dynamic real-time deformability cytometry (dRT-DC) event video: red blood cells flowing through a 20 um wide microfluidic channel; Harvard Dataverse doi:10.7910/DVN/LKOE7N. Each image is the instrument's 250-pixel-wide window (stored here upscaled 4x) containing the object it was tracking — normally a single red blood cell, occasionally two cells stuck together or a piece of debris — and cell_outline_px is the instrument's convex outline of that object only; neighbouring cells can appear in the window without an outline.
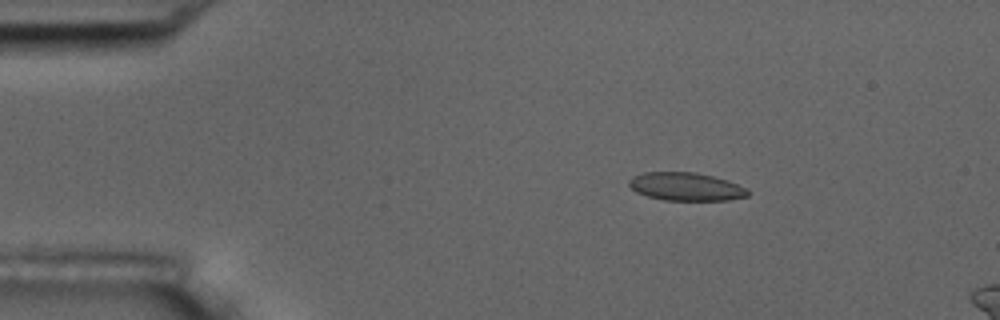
{"species": "common noctule bat (a hibernating species)", "species_latin": "Nyctalus noctula", "temperature_condition": "room temperature", "stored_images_in_passage": 17, "camera_frame_rate_fps": 3000, "um_per_image_px": 0.085, "animal": {"sex": "male", "body_mass_g": 17.5, "forearm_length_mm": 52.3}, "frame": {"image": 1, "passage_image": 10, "time_ms": 3.0, "image_size_px": [1000, 320], "cell_outline_px": [[748, 196], [728, 200], [664, 200], [648, 196], [636, 192], [628, 184], [628, 180], [632, 176], [644, 172], [696, 172], [728, 180], [748, 188]], "centroid_in_image_um": [58.3, 15.86], "position_along_channel_um": 26.7, "area_um2": 19.54}}